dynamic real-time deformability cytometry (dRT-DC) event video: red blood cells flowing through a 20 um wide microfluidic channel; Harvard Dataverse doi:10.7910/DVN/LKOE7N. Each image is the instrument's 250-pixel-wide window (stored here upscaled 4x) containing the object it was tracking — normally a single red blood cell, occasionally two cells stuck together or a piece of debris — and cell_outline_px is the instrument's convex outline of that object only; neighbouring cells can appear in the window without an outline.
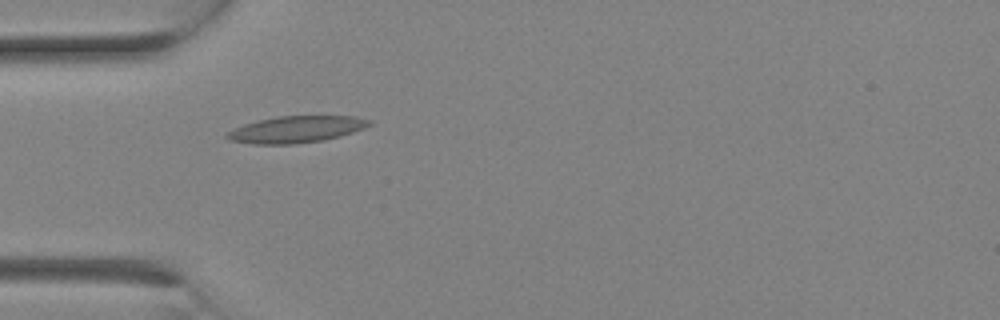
{"species": "Egyptian fruit bat (a non-hibernating species)", "species_latin": "Rousettus aegyptiacus", "temperature_condition": "room temperature", "stored_images_in_passage": 5, "camera_frame_rate_fps": 3000, "um_per_image_px": 0.085, "animal": {"sex": "female"}, "frame": {"image": 1, "passage_image": 2, "time_ms": 0.333, "image_size_px": [1000, 320], "cell_outline_px": [[372, 124], [364, 128], [340, 136], [324, 140], [292, 144], [252, 144], [228, 140], [224, 136], [228, 132], [244, 124], [276, 116], [356, 116], [372, 120]], "centroid_in_image_um": [25.19, 11.0], "position_along_channel_um": 59.8, "area_um2": 22.08}}
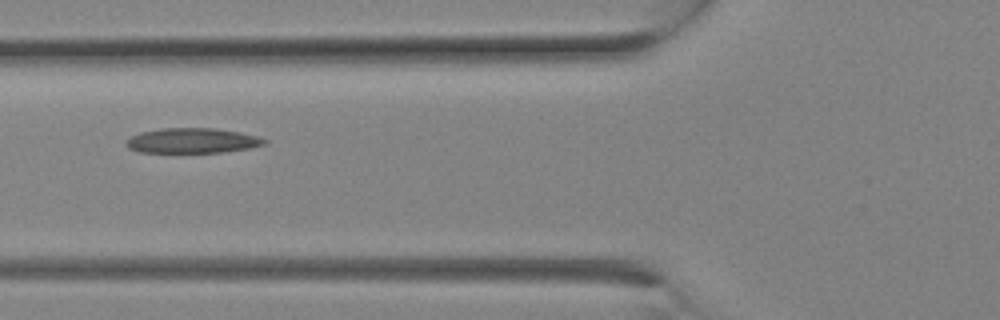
{"frame": {"image": 2, "passage_image": 4, "time_ms": 1.0, "image_size_px": [1000, 320], "cell_outline_px": [[268, 144], [252, 148], [224, 152], [140, 152], [128, 148], [124, 144], [124, 140], [140, 132], [160, 128], [216, 128], [240, 132], [256, 136], [268, 140]], "centroid_in_image_um": [16.36, 11.95], "position_along_channel_um": 109.4, "area_um2": 20.4}}